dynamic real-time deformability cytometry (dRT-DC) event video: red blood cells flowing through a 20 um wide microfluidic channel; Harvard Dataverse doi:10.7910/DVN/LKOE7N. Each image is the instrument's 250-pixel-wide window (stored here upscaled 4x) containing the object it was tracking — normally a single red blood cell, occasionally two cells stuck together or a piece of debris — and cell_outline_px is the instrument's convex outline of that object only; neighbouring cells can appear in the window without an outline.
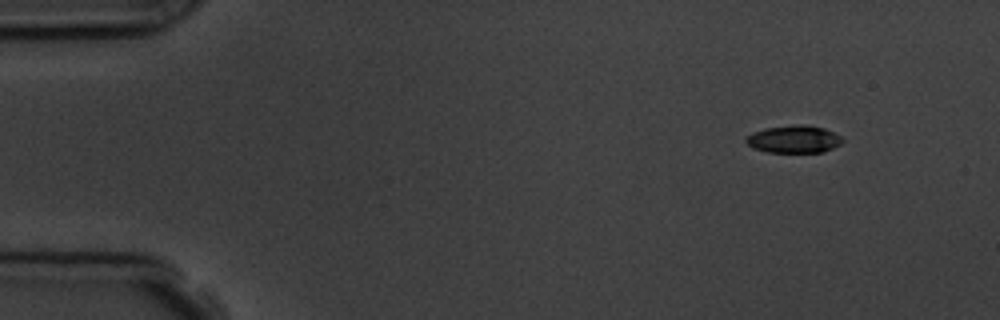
{"species": "common noctule bat (a hibernating species)", "species_latin": "Nyctalus noctula", "temperature_condition": "room temperature", "stored_images_in_passage": 3, "camera_frame_rate_fps": 3000, "um_per_image_px": 0.085, "animal": {"sex": "male", "body_mass_g": 19.5, "forearm_length_mm": 54.6}, "frame": {"image": 1, "passage_image": 1, "time_ms": 0.0, "image_size_px": [1000, 320], "cell_outline_px": [[844, 140], [840, 144], [824, 152], [768, 152], [752, 148], [744, 140], [752, 132], [764, 128], [800, 124], [824, 128], [840, 136]], "centroid_in_image_um": [67.46, 11.83], "position_along_channel_um": 17.5, "area_um2": 15.37}}